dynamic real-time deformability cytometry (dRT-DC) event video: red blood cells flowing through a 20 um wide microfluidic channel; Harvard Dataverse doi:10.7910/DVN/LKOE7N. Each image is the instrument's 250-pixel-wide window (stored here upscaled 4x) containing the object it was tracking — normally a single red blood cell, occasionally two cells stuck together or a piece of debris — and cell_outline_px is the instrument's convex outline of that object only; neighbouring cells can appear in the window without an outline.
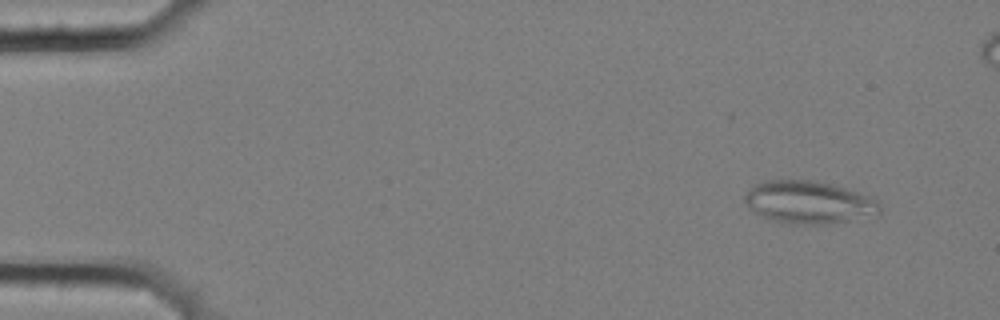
{"species": "common noctule bat (a hibernating species)", "species_latin": "Nyctalus noctula", "temperature_condition": "cold", "stored_images_in_passage": 5, "camera_frame_rate_fps": 3000, "um_per_image_px": 0.085, "animal": {"sex": "female", "body_mass_g": 25.1}, "frame": {"image": 1, "passage_image": 1, "time_ms": 0.0, "image_size_px": [1000, 320], "cell_outline_px": [[880, 212], [876, 216], [824, 224], [804, 224], [776, 220], [764, 216], [756, 212], [744, 200], [744, 196], [756, 184], [768, 180], [812, 180], [832, 184], [868, 196], [876, 200], [880, 204]], "centroid_in_image_um": [68.81, 17.18], "position_along_channel_um": 16.2, "area_um2": 32.77}}